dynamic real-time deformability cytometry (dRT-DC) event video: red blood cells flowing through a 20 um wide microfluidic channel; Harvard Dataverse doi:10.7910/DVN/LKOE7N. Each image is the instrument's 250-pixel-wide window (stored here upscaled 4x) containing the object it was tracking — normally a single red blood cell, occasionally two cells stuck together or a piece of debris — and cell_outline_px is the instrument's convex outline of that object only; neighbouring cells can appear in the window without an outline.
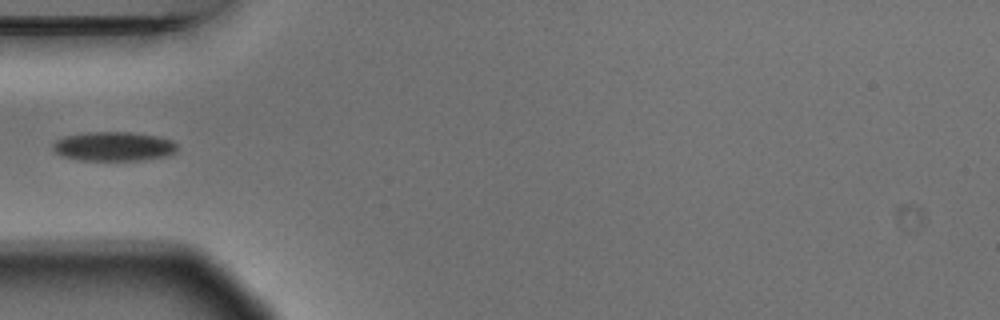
{"species": "Egyptian fruit bat (a non-hibernating species)", "species_latin": "Rousettus aegyptiacus", "temperature_condition": "warm", "stored_images_in_passage": 3, "camera_frame_rate_fps": 3000, "um_per_image_px": 0.085, "animal": {"sex": "male"}, "frame": {"image": 1, "passage_image": 3, "time_ms": 0.667, "image_size_px": [1000, 320], "cell_outline_px": [[176, 152], [168, 156], [144, 160], [76, 160], [60, 156], [52, 152], [52, 144], [56, 140], [64, 136], [88, 132], [128, 132], [156, 136], [172, 140], [176, 144]], "centroid_in_image_um": [9.61, 12.45], "position_along_channel_um": 75.4, "area_um2": 21.44}}